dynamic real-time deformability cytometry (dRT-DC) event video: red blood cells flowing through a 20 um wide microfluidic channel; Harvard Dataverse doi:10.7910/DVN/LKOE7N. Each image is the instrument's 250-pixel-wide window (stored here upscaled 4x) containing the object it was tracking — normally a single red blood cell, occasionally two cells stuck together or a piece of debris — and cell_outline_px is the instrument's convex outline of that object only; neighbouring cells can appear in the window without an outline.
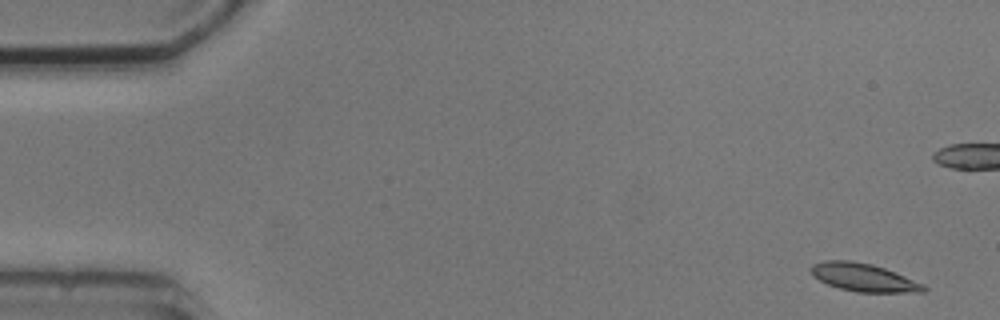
{"species": "common noctule bat (a hibernating species)", "species_latin": "Nyctalus noctula", "temperature_condition": "cold", "stored_images_in_passage": 5, "camera_frame_rate_fps": 3000, "um_per_image_px": 0.085, "animal": {"sex": "male", "body_mass_g": 20.5, "forearm_length_mm": 52.5}, "frame": {"image": 1, "passage_image": 1, "time_ms": 0.0, "image_size_px": [1000, 320], "cell_outline_px": [[928, 288], [924, 292], [856, 292], [840, 288], [828, 284], [812, 276], [808, 268], [812, 264], [824, 260], [852, 260], [872, 264], [896, 272], [924, 284]], "centroid_in_image_um": [73.39, 23.57], "position_along_channel_um": 11.6, "area_um2": 18.55}}
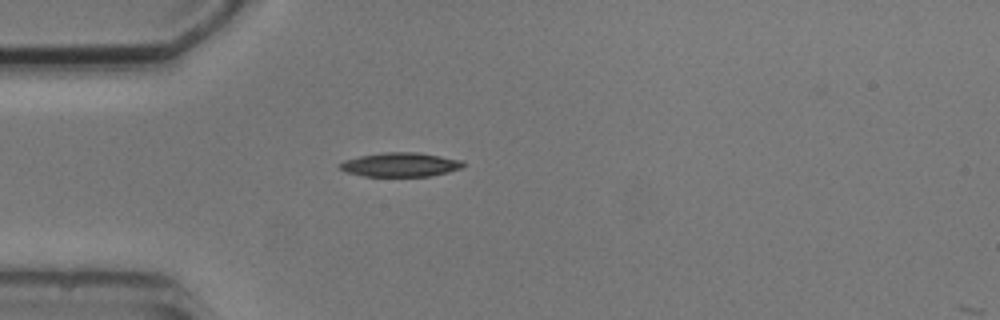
{"frame": {"image": 2, "passage_image": 5, "time_ms": 5.667, "image_size_px": [1000, 320], "cell_outline_px": [[464, 164], [460, 168], [448, 172], [428, 176], [364, 176], [348, 172], [340, 168], [336, 164], [344, 160], [360, 156], [384, 152], [416, 152], [440, 156], [460, 160]], "centroid_in_image_um": [33.98, 13.99], "position_along_channel_um": 51.0, "area_um2": 17.11}}